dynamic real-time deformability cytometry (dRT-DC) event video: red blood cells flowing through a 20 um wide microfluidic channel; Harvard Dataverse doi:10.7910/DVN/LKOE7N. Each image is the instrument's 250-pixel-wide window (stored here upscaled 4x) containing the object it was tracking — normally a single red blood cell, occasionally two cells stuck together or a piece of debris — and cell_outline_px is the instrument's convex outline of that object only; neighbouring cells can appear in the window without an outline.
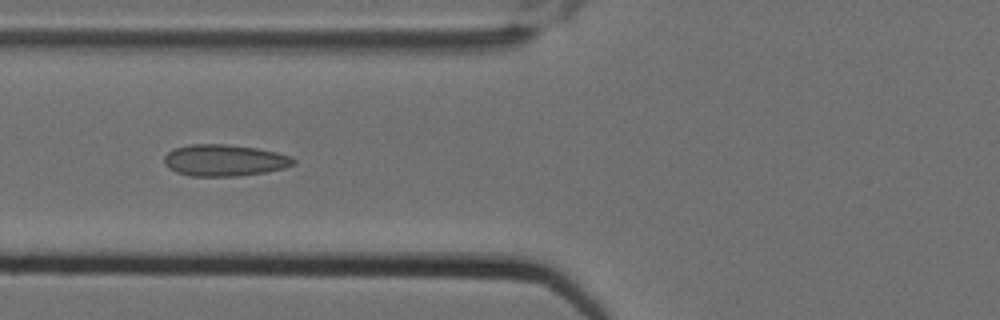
{"species": "Egyptian fruit bat (a non-hibernating species)", "species_latin": "Rousettus aegyptiacus", "temperature_condition": "cold", "stored_images_in_passage": 10, "camera_frame_rate_fps": 3000, "um_per_image_px": 0.085, "animal": {"sex": "female"}, "frame": {"image": 1, "passage_image": 5, "time_ms": 1.333, "image_size_px": [1000, 320], "cell_outline_px": [[296, 164], [284, 168], [264, 172], [236, 176], [192, 176], [176, 172], [168, 168], [164, 164], [164, 156], [172, 148], [188, 144], [228, 144], [256, 148], [276, 152], [292, 156], [296, 160]], "centroid_in_image_um": [19.06, 13.62], "position_along_channel_um": 106.7, "area_um2": 23.99}}
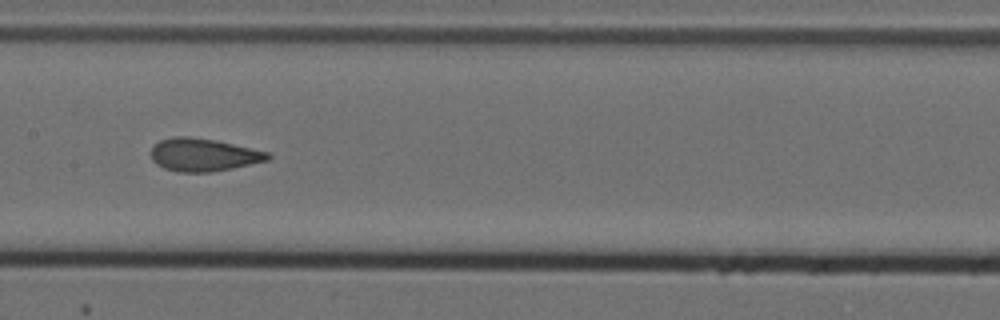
{"frame": {"image": 2, "passage_image": 7, "time_ms": 2.0, "image_size_px": [1000, 320], "cell_outline_px": [[272, 156], [268, 160], [232, 168], [212, 172], [176, 172], [164, 168], [156, 164], [152, 160], [152, 148], [160, 140], [176, 136], [188, 136], [216, 140], [268, 152]], "centroid_in_image_um": [17.28, 13.16], "position_along_channel_um": 190.1, "area_um2": 22.25}}
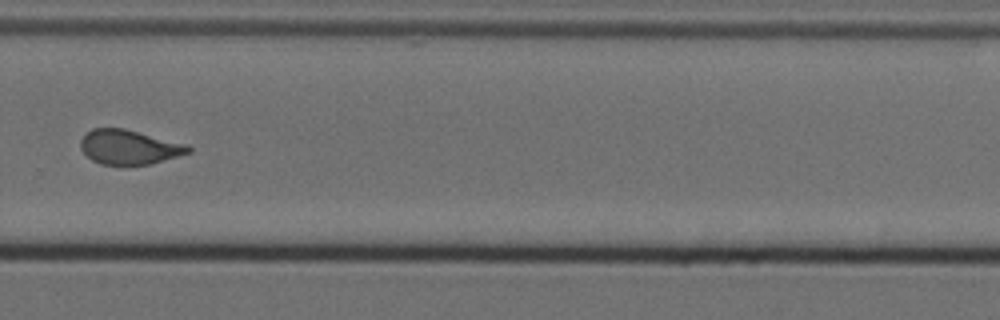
{"frame": {"image": 3, "passage_image": 10, "time_ms": 3.0, "image_size_px": [1000, 320], "cell_outline_px": [[192, 152], [152, 164], [100, 164], [92, 160], [80, 148], [80, 140], [92, 128], [124, 128], [188, 144], [192, 148]], "centroid_in_image_um": [11.01, 12.5], "position_along_channel_um": 318.8, "area_um2": 21.68}}